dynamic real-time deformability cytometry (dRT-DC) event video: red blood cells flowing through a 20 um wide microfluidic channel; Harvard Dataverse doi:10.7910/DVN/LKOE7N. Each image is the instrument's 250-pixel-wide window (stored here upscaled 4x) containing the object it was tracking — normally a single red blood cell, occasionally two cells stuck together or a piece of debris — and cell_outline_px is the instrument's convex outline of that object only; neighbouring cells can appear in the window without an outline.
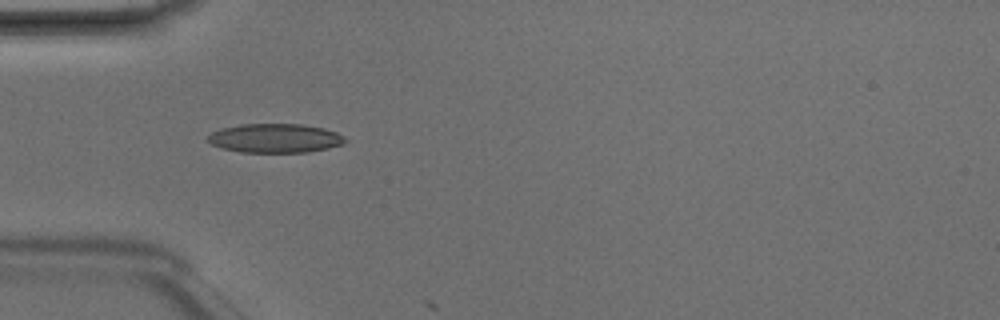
{"species": "Egyptian fruit bat (a non-hibernating species)", "species_latin": "Rousettus aegyptiacus", "temperature_condition": "room temperature", "stored_images_in_passage": 5, "camera_frame_rate_fps": 3000, "um_per_image_px": 0.085, "animal": {"sex": "male"}, "frame": {"image": 1, "passage_image": 4, "time_ms": 1.0, "image_size_px": [1000, 320], "cell_outline_px": [[348, 140], [344, 144], [328, 148], [308, 152], [240, 152], [220, 148], [212, 144], [208, 140], [208, 136], [212, 132], [220, 128], [240, 124], [300, 124], [324, 128], [336, 132], [344, 136]], "centroid_in_image_um": [23.39, 11.75], "position_along_channel_um": 61.6, "area_um2": 23.35}}